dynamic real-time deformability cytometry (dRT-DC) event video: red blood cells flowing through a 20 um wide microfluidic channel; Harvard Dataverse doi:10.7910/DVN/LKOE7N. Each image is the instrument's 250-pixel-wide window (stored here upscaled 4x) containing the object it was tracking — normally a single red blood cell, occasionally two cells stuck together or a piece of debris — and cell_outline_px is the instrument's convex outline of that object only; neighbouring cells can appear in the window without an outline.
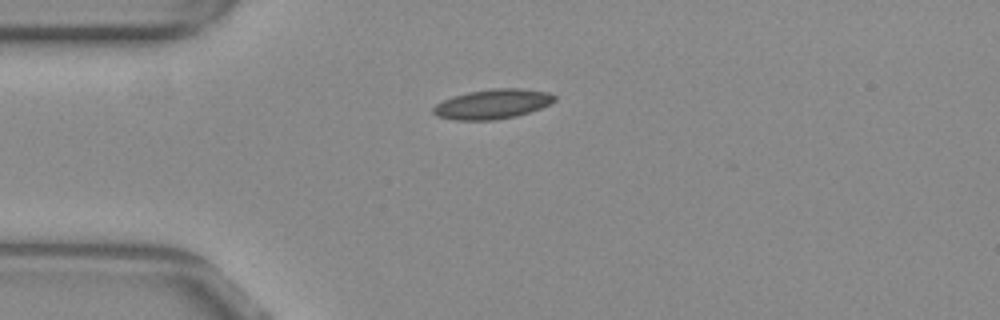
{"species": "common noctule bat (a hibernating species)", "species_latin": "Nyctalus noctula", "temperature_condition": "warm", "stored_images_in_passage": 7, "camera_frame_rate_fps": 3000, "um_per_image_px": 0.085, "animal": {"sex": "female", "body_mass_g": 29.2, "forearm_length_mm": 56.3}, "frame": {"image": 1, "passage_image": 1, "time_ms": 0.0, "image_size_px": [1000, 320], "cell_outline_px": [[556, 100], [540, 108], [516, 116], [496, 120], [456, 120], [436, 116], [432, 112], [432, 108], [436, 104], [452, 96], [468, 92], [492, 88], [520, 88], [548, 92], [556, 96]], "centroid_in_image_um": [41.84, 8.84], "position_along_channel_um": 43.2, "area_um2": 20.98}}
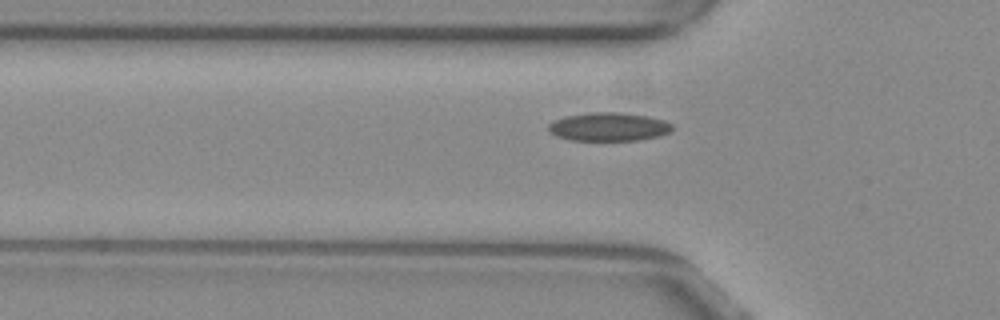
{"frame": {"image": 2, "passage_image": 5, "time_ms": 1.333, "image_size_px": [1000, 320], "cell_outline_px": [[672, 128], [668, 132], [656, 136], [636, 140], [572, 140], [556, 136], [548, 132], [548, 124], [552, 120], [564, 116], [592, 112], [620, 112], [648, 116], [664, 120], [672, 124]], "centroid_in_image_um": [51.67, 10.76], "position_along_channel_um": 74.1, "area_um2": 20.52}}